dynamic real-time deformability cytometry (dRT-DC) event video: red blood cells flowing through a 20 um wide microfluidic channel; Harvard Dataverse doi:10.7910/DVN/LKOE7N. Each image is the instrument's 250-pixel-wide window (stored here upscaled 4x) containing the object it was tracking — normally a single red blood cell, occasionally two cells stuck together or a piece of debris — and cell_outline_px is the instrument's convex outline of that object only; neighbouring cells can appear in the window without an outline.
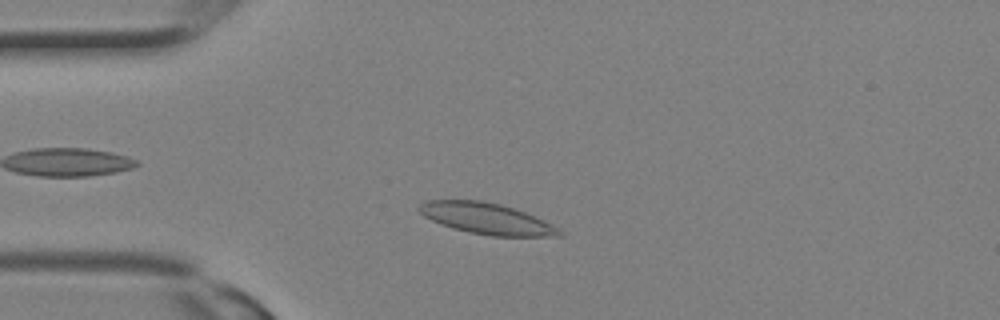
{"species": "Egyptian fruit bat (a non-hibernating species)", "species_latin": "Rousettus aegyptiacus", "temperature_condition": "room temperature", "stored_images_in_passage": 18, "camera_frame_rate_fps": 3000, "um_per_image_px": 0.085, "animal": {"sex": "female"}, "frame": {"image": 1, "passage_image": 5, "time_ms": 1.333, "image_size_px": [1000, 320], "cell_outline_px": [[564, 236], [492, 236], [468, 232], [452, 228], [432, 220], [424, 216], [416, 208], [420, 204], [428, 200], [480, 200], [500, 204], [536, 216], [552, 224], [564, 232]], "centroid_in_image_um": [41.38, 18.58], "position_along_channel_um": 43.6, "area_um2": 25.37}}
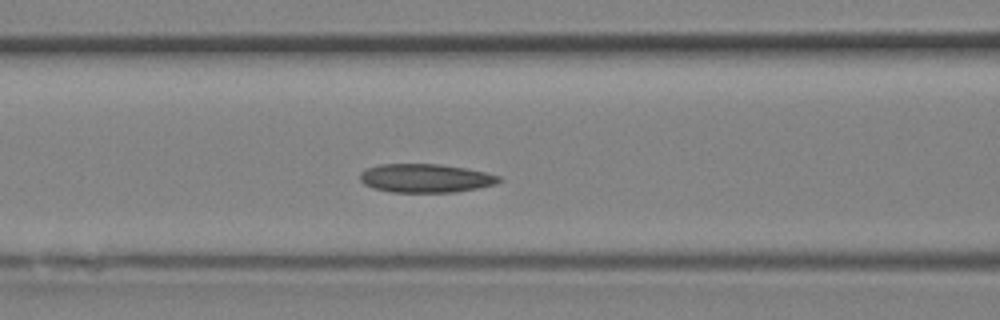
{"frame": {"image": 2, "passage_image": 10, "time_ms": 3.0, "image_size_px": [1000, 320], "cell_outline_px": [[504, 180], [496, 184], [456, 192], [392, 192], [372, 188], [364, 184], [360, 180], [360, 172], [368, 168], [380, 164], [440, 164], [464, 168], [484, 172], [500, 176]], "centroid_in_image_um": [36.17, 15.15], "position_along_channel_um": 130.4, "area_um2": 23.18}}
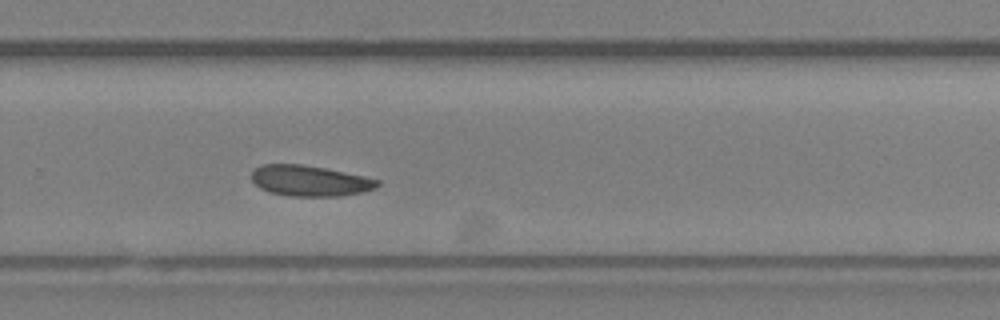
{"frame": {"image": 3, "passage_image": 18, "time_ms": 5.667, "image_size_px": [1000, 320], "cell_outline_px": [[380, 184], [376, 188], [364, 192], [340, 196], [288, 196], [272, 192], [260, 188], [252, 180], [252, 172], [260, 164], [300, 164], [324, 168], [364, 176], [380, 180]], "centroid_in_image_um": [26.36, 15.37], "position_along_channel_um": 303.4, "area_um2": 22.48}}